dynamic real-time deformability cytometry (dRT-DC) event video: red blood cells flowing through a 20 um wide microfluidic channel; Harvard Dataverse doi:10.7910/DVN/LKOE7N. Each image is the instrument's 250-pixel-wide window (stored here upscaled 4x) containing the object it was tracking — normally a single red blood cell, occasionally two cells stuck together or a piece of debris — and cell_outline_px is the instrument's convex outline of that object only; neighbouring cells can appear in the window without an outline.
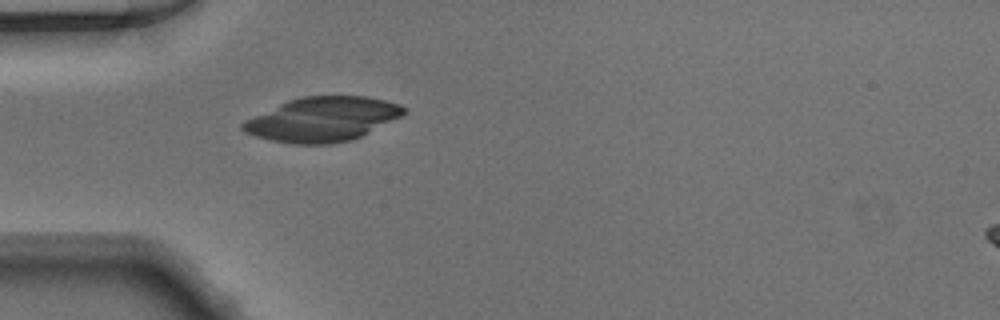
{"species": "Egyptian fruit bat (a non-hibernating species)", "species_latin": "Rousettus aegyptiacus", "temperature_condition": "warm", "stored_images_in_passage": 33, "camera_frame_rate_fps": 3000, "um_per_image_px": 0.085, "animal": {"sex": "male"}, "frame": {"image": 1, "passage_image": 1, "time_ms": 0.0, "image_size_px": [1000, 320], "cell_outline_px": [[408, 112], [352, 140], [328, 144], [292, 144], [272, 140], [256, 136], [244, 132], [240, 128], [240, 124], [244, 120], [288, 100], [304, 96], [368, 96], [400, 104], [408, 108]], "centroid_in_image_um": [27.39, 10.13], "position_along_channel_um": 57.6, "area_um2": 41.44}}
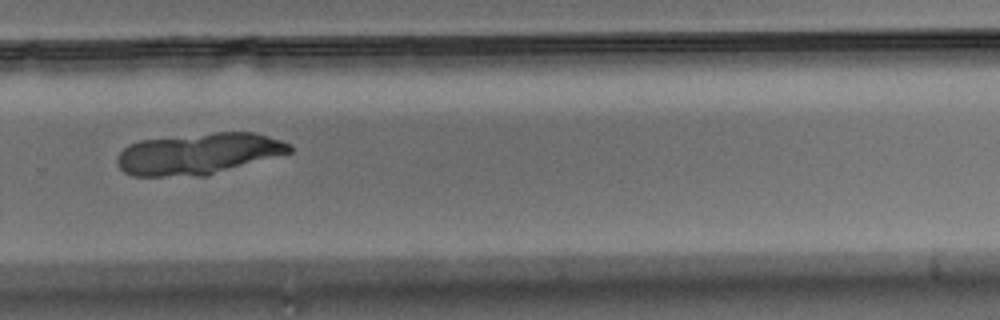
{"frame": {"image": 2, "passage_image": 20, "time_ms": 6.333, "image_size_px": [1000, 320], "cell_outline_px": [[292, 152], [204, 176], [132, 176], [124, 172], [120, 168], [116, 160], [116, 156], [128, 144], [140, 140], [216, 132], [256, 132], [292, 144]], "centroid_in_image_um": [16.85, 13.06], "position_along_channel_um": 312.9, "area_um2": 41.5}}
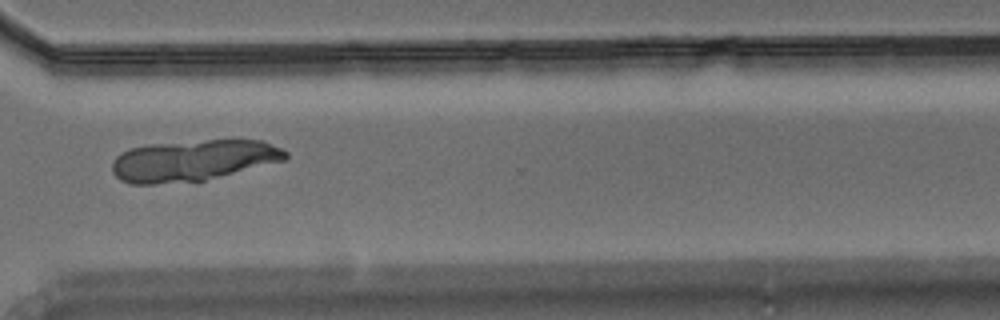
{"frame": {"image": 3, "passage_image": 23, "time_ms": 7.333, "image_size_px": [1000, 320], "cell_outline_px": [[288, 156], [284, 160], [204, 180], [152, 184], [128, 184], [120, 180], [112, 172], [112, 160], [120, 152], [128, 148], [148, 144], [208, 140], [260, 140], [280, 148], [288, 152]], "centroid_in_image_um": [16.33, 13.63], "position_along_channel_um": 354.3, "area_um2": 41.38}}